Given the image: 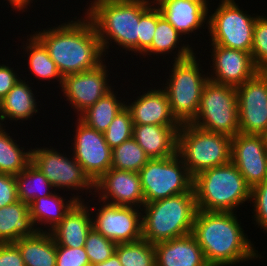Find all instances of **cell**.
Segmentation results:
<instances>
[{
    "mask_svg": "<svg viewBox=\"0 0 267 266\" xmlns=\"http://www.w3.org/2000/svg\"><path fill=\"white\" fill-rule=\"evenodd\" d=\"M74 19L76 21L68 20L56 27L34 32L47 48L62 77L90 71L106 60L91 19L85 13L84 17Z\"/></svg>",
    "mask_w": 267,
    "mask_h": 266,
    "instance_id": "obj_1",
    "label": "cell"
},
{
    "mask_svg": "<svg viewBox=\"0 0 267 266\" xmlns=\"http://www.w3.org/2000/svg\"><path fill=\"white\" fill-rule=\"evenodd\" d=\"M235 213L197 210L191 234L210 266H234L262 257Z\"/></svg>",
    "mask_w": 267,
    "mask_h": 266,
    "instance_id": "obj_2",
    "label": "cell"
},
{
    "mask_svg": "<svg viewBox=\"0 0 267 266\" xmlns=\"http://www.w3.org/2000/svg\"><path fill=\"white\" fill-rule=\"evenodd\" d=\"M85 14L91 19L104 54L114 42L138 55L140 17L154 4L153 0H93ZM110 40V41H109Z\"/></svg>",
    "mask_w": 267,
    "mask_h": 266,
    "instance_id": "obj_3",
    "label": "cell"
},
{
    "mask_svg": "<svg viewBox=\"0 0 267 266\" xmlns=\"http://www.w3.org/2000/svg\"><path fill=\"white\" fill-rule=\"evenodd\" d=\"M141 210L142 239L156 244L191 234L198 209L193 190L145 203Z\"/></svg>",
    "mask_w": 267,
    "mask_h": 266,
    "instance_id": "obj_4",
    "label": "cell"
},
{
    "mask_svg": "<svg viewBox=\"0 0 267 266\" xmlns=\"http://www.w3.org/2000/svg\"><path fill=\"white\" fill-rule=\"evenodd\" d=\"M193 190L200 211L235 212L251 200V187L231 161L196 174Z\"/></svg>",
    "mask_w": 267,
    "mask_h": 266,
    "instance_id": "obj_5",
    "label": "cell"
},
{
    "mask_svg": "<svg viewBox=\"0 0 267 266\" xmlns=\"http://www.w3.org/2000/svg\"><path fill=\"white\" fill-rule=\"evenodd\" d=\"M232 137L204 130L192 123L181 124L177 154L190 174H196L231 161Z\"/></svg>",
    "mask_w": 267,
    "mask_h": 266,
    "instance_id": "obj_6",
    "label": "cell"
},
{
    "mask_svg": "<svg viewBox=\"0 0 267 266\" xmlns=\"http://www.w3.org/2000/svg\"><path fill=\"white\" fill-rule=\"evenodd\" d=\"M196 54L173 60L166 86L162 85L168 95L171 112L180 124L191 123L196 118L202 92L209 79V72L203 74Z\"/></svg>",
    "mask_w": 267,
    "mask_h": 266,
    "instance_id": "obj_7",
    "label": "cell"
},
{
    "mask_svg": "<svg viewBox=\"0 0 267 266\" xmlns=\"http://www.w3.org/2000/svg\"><path fill=\"white\" fill-rule=\"evenodd\" d=\"M192 124L230 137L239 133L236 87L207 80Z\"/></svg>",
    "mask_w": 267,
    "mask_h": 266,
    "instance_id": "obj_8",
    "label": "cell"
},
{
    "mask_svg": "<svg viewBox=\"0 0 267 266\" xmlns=\"http://www.w3.org/2000/svg\"><path fill=\"white\" fill-rule=\"evenodd\" d=\"M139 175L145 203L193 191V176L177 153L149 159Z\"/></svg>",
    "mask_w": 267,
    "mask_h": 266,
    "instance_id": "obj_9",
    "label": "cell"
},
{
    "mask_svg": "<svg viewBox=\"0 0 267 266\" xmlns=\"http://www.w3.org/2000/svg\"><path fill=\"white\" fill-rule=\"evenodd\" d=\"M234 0H221L208 19L211 45L252 51L254 26L258 15H248ZM255 15V16H253Z\"/></svg>",
    "mask_w": 267,
    "mask_h": 266,
    "instance_id": "obj_10",
    "label": "cell"
},
{
    "mask_svg": "<svg viewBox=\"0 0 267 266\" xmlns=\"http://www.w3.org/2000/svg\"><path fill=\"white\" fill-rule=\"evenodd\" d=\"M31 163L44 174L54 189H75L81 193L86 190V195L89 190L88 194L94 195V182L83 171L73 154L68 157L51 146L35 147L32 149Z\"/></svg>",
    "mask_w": 267,
    "mask_h": 266,
    "instance_id": "obj_11",
    "label": "cell"
},
{
    "mask_svg": "<svg viewBox=\"0 0 267 266\" xmlns=\"http://www.w3.org/2000/svg\"><path fill=\"white\" fill-rule=\"evenodd\" d=\"M101 208L91 207L93 228L115 244L142 239V210L132 206L112 205L106 202ZM94 209V213L93 212ZM140 209V210H139ZM95 215V216H94Z\"/></svg>",
    "mask_w": 267,
    "mask_h": 266,
    "instance_id": "obj_12",
    "label": "cell"
},
{
    "mask_svg": "<svg viewBox=\"0 0 267 266\" xmlns=\"http://www.w3.org/2000/svg\"><path fill=\"white\" fill-rule=\"evenodd\" d=\"M239 133L267 135V78L258 71L236 87Z\"/></svg>",
    "mask_w": 267,
    "mask_h": 266,
    "instance_id": "obj_13",
    "label": "cell"
},
{
    "mask_svg": "<svg viewBox=\"0 0 267 266\" xmlns=\"http://www.w3.org/2000/svg\"><path fill=\"white\" fill-rule=\"evenodd\" d=\"M75 123L72 154L83 171L95 182L111 168L112 149L102 132L87 126L79 118Z\"/></svg>",
    "mask_w": 267,
    "mask_h": 266,
    "instance_id": "obj_14",
    "label": "cell"
},
{
    "mask_svg": "<svg viewBox=\"0 0 267 266\" xmlns=\"http://www.w3.org/2000/svg\"><path fill=\"white\" fill-rule=\"evenodd\" d=\"M104 61L90 71L65 75L62 79L61 91L71 108L77 111V117L88 107L94 105L101 97L112 89L109 84V71ZM108 78V79H107Z\"/></svg>",
    "mask_w": 267,
    "mask_h": 266,
    "instance_id": "obj_15",
    "label": "cell"
},
{
    "mask_svg": "<svg viewBox=\"0 0 267 266\" xmlns=\"http://www.w3.org/2000/svg\"><path fill=\"white\" fill-rule=\"evenodd\" d=\"M231 162L252 188L267 178V137L237 133L231 140Z\"/></svg>",
    "mask_w": 267,
    "mask_h": 266,
    "instance_id": "obj_16",
    "label": "cell"
},
{
    "mask_svg": "<svg viewBox=\"0 0 267 266\" xmlns=\"http://www.w3.org/2000/svg\"><path fill=\"white\" fill-rule=\"evenodd\" d=\"M94 194L99 203L136 208L145 204L139 173L126 170L110 168L94 182Z\"/></svg>",
    "mask_w": 267,
    "mask_h": 266,
    "instance_id": "obj_17",
    "label": "cell"
},
{
    "mask_svg": "<svg viewBox=\"0 0 267 266\" xmlns=\"http://www.w3.org/2000/svg\"><path fill=\"white\" fill-rule=\"evenodd\" d=\"M211 46L212 68L208 78L217 83L238 87L251 79L257 72L250 52L226 48L219 45Z\"/></svg>",
    "mask_w": 267,
    "mask_h": 266,
    "instance_id": "obj_18",
    "label": "cell"
},
{
    "mask_svg": "<svg viewBox=\"0 0 267 266\" xmlns=\"http://www.w3.org/2000/svg\"><path fill=\"white\" fill-rule=\"evenodd\" d=\"M135 99L137 100L132 101V103L128 101L125 103L133 124L181 126L171 112L168 95L163 88H149L146 93L139 94Z\"/></svg>",
    "mask_w": 267,
    "mask_h": 266,
    "instance_id": "obj_19",
    "label": "cell"
},
{
    "mask_svg": "<svg viewBox=\"0 0 267 266\" xmlns=\"http://www.w3.org/2000/svg\"><path fill=\"white\" fill-rule=\"evenodd\" d=\"M161 15L181 34L196 33L208 26L209 11L190 0H153ZM206 22V23H205ZM206 24V26H204ZM196 30V31H195ZM195 31V32H194Z\"/></svg>",
    "mask_w": 267,
    "mask_h": 266,
    "instance_id": "obj_20",
    "label": "cell"
},
{
    "mask_svg": "<svg viewBox=\"0 0 267 266\" xmlns=\"http://www.w3.org/2000/svg\"><path fill=\"white\" fill-rule=\"evenodd\" d=\"M88 205L89 202L78 201L63 220L50 231L56 246L69 248L85 246L87 235L93 228L92 214Z\"/></svg>",
    "mask_w": 267,
    "mask_h": 266,
    "instance_id": "obj_21",
    "label": "cell"
},
{
    "mask_svg": "<svg viewBox=\"0 0 267 266\" xmlns=\"http://www.w3.org/2000/svg\"><path fill=\"white\" fill-rule=\"evenodd\" d=\"M156 266H210L192 234L154 244Z\"/></svg>",
    "mask_w": 267,
    "mask_h": 266,
    "instance_id": "obj_22",
    "label": "cell"
},
{
    "mask_svg": "<svg viewBox=\"0 0 267 266\" xmlns=\"http://www.w3.org/2000/svg\"><path fill=\"white\" fill-rule=\"evenodd\" d=\"M180 127L133 124L132 137L150 159L170 157L177 153Z\"/></svg>",
    "mask_w": 267,
    "mask_h": 266,
    "instance_id": "obj_23",
    "label": "cell"
},
{
    "mask_svg": "<svg viewBox=\"0 0 267 266\" xmlns=\"http://www.w3.org/2000/svg\"><path fill=\"white\" fill-rule=\"evenodd\" d=\"M58 194L59 193L53 192L49 196L36 198L29 204V215L31 216L32 223L37 232H50L63 220L78 201L86 200H83V198H81L82 195H78V193H76V196L73 193L72 197L70 196L69 198L70 200ZM39 225H44L46 229L43 230V227Z\"/></svg>",
    "mask_w": 267,
    "mask_h": 266,
    "instance_id": "obj_24",
    "label": "cell"
},
{
    "mask_svg": "<svg viewBox=\"0 0 267 266\" xmlns=\"http://www.w3.org/2000/svg\"><path fill=\"white\" fill-rule=\"evenodd\" d=\"M23 79H19L8 94L0 101V124L3 126L5 120L27 121L36 115L38 105L35 99L36 96L32 91V87Z\"/></svg>",
    "mask_w": 267,
    "mask_h": 266,
    "instance_id": "obj_25",
    "label": "cell"
},
{
    "mask_svg": "<svg viewBox=\"0 0 267 266\" xmlns=\"http://www.w3.org/2000/svg\"><path fill=\"white\" fill-rule=\"evenodd\" d=\"M36 232L29 215V204L18 200L0 208V243L16 242Z\"/></svg>",
    "mask_w": 267,
    "mask_h": 266,
    "instance_id": "obj_26",
    "label": "cell"
},
{
    "mask_svg": "<svg viewBox=\"0 0 267 266\" xmlns=\"http://www.w3.org/2000/svg\"><path fill=\"white\" fill-rule=\"evenodd\" d=\"M182 36L162 15L157 7V26L152 39L151 46L141 55H156L161 56V54L166 55L175 54L174 60H182L188 58L194 54V50L191 45L182 44ZM179 42L181 46L178 45ZM191 46V47H190ZM177 47L179 48L177 50ZM176 49V51H174ZM174 51V52H172ZM177 53V54H176ZM159 54V55H158Z\"/></svg>",
    "mask_w": 267,
    "mask_h": 266,
    "instance_id": "obj_27",
    "label": "cell"
},
{
    "mask_svg": "<svg viewBox=\"0 0 267 266\" xmlns=\"http://www.w3.org/2000/svg\"><path fill=\"white\" fill-rule=\"evenodd\" d=\"M14 243L25 266H56V243L50 232H36Z\"/></svg>",
    "mask_w": 267,
    "mask_h": 266,
    "instance_id": "obj_28",
    "label": "cell"
},
{
    "mask_svg": "<svg viewBox=\"0 0 267 266\" xmlns=\"http://www.w3.org/2000/svg\"><path fill=\"white\" fill-rule=\"evenodd\" d=\"M122 101L112 89L82 112L78 118L87 126L104 133L118 112L125 107V102Z\"/></svg>",
    "mask_w": 267,
    "mask_h": 266,
    "instance_id": "obj_29",
    "label": "cell"
},
{
    "mask_svg": "<svg viewBox=\"0 0 267 266\" xmlns=\"http://www.w3.org/2000/svg\"><path fill=\"white\" fill-rule=\"evenodd\" d=\"M24 45L23 43V51L27 53L28 57V65L29 71H32L31 74L36 76V80H57L61 87L62 85V75L59 73L55 62L49 56L47 48L44 44L34 35L31 34ZM28 43V44H27ZM24 46H26L24 48ZM25 49V50H24Z\"/></svg>",
    "mask_w": 267,
    "mask_h": 266,
    "instance_id": "obj_30",
    "label": "cell"
},
{
    "mask_svg": "<svg viewBox=\"0 0 267 266\" xmlns=\"http://www.w3.org/2000/svg\"><path fill=\"white\" fill-rule=\"evenodd\" d=\"M5 127L0 126V173L17 175L31 163L32 148L20 147Z\"/></svg>",
    "mask_w": 267,
    "mask_h": 266,
    "instance_id": "obj_31",
    "label": "cell"
},
{
    "mask_svg": "<svg viewBox=\"0 0 267 266\" xmlns=\"http://www.w3.org/2000/svg\"><path fill=\"white\" fill-rule=\"evenodd\" d=\"M15 181L18 200L26 204H30L36 198L49 196L55 192L53 185L32 163L15 175ZM51 189L52 191H50Z\"/></svg>",
    "mask_w": 267,
    "mask_h": 266,
    "instance_id": "obj_32",
    "label": "cell"
},
{
    "mask_svg": "<svg viewBox=\"0 0 267 266\" xmlns=\"http://www.w3.org/2000/svg\"><path fill=\"white\" fill-rule=\"evenodd\" d=\"M115 253L122 266H156L154 244L145 239L117 244Z\"/></svg>",
    "mask_w": 267,
    "mask_h": 266,
    "instance_id": "obj_33",
    "label": "cell"
},
{
    "mask_svg": "<svg viewBox=\"0 0 267 266\" xmlns=\"http://www.w3.org/2000/svg\"><path fill=\"white\" fill-rule=\"evenodd\" d=\"M149 159L132 137L112 149L111 168L139 173Z\"/></svg>",
    "mask_w": 267,
    "mask_h": 266,
    "instance_id": "obj_34",
    "label": "cell"
},
{
    "mask_svg": "<svg viewBox=\"0 0 267 266\" xmlns=\"http://www.w3.org/2000/svg\"><path fill=\"white\" fill-rule=\"evenodd\" d=\"M133 121L129 110L124 107L118 112L107 130L103 133L105 141L111 149L120 146L132 138Z\"/></svg>",
    "mask_w": 267,
    "mask_h": 266,
    "instance_id": "obj_35",
    "label": "cell"
},
{
    "mask_svg": "<svg viewBox=\"0 0 267 266\" xmlns=\"http://www.w3.org/2000/svg\"><path fill=\"white\" fill-rule=\"evenodd\" d=\"M117 244L105 238L94 228L88 233L85 241V250L91 265L104 262L111 257L116 250Z\"/></svg>",
    "mask_w": 267,
    "mask_h": 266,
    "instance_id": "obj_36",
    "label": "cell"
},
{
    "mask_svg": "<svg viewBox=\"0 0 267 266\" xmlns=\"http://www.w3.org/2000/svg\"><path fill=\"white\" fill-rule=\"evenodd\" d=\"M252 60L258 71L267 65V17L257 16L254 26Z\"/></svg>",
    "mask_w": 267,
    "mask_h": 266,
    "instance_id": "obj_37",
    "label": "cell"
},
{
    "mask_svg": "<svg viewBox=\"0 0 267 266\" xmlns=\"http://www.w3.org/2000/svg\"><path fill=\"white\" fill-rule=\"evenodd\" d=\"M138 54L142 55L152 44L157 26V6L152 5L139 20Z\"/></svg>",
    "mask_w": 267,
    "mask_h": 266,
    "instance_id": "obj_38",
    "label": "cell"
},
{
    "mask_svg": "<svg viewBox=\"0 0 267 266\" xmlns=\"http://www.w3.org/2000/svg\"><path fill=\"white\" fill-rule=\"evenodd\" d=\"M256 225L267 233V178L251 188V200Z\"/></svg>",
    "mask_w": 267,
    "mask_h": 266,
    "instance_id": "obj_39",
    "label": "cell"
},
{
    "mask_svg": "<svg viewBox=\"0 0 267 266\" xmlns=\"http://www.w3.org/2000/svg\"><path fill=\"white\" fill-rule=\"evenodd\" d=\"M56 266H91L85 247L56 246Z\"/></svg>",
    "mask_w": 267,
    "mask_h": 266,
    "instance_id": "obj_40",
    "label": "cell"
},
{
    "mask_svg": "<svg viewBox=\"0 0 267 266\" xmlns=\"http://www.w3.org/2000/svg\"><path fill=\"white\" fill-rule=\"evenodd\" d=\"M18 201L15 175L0 173V208Z\"/></svg>",
    "mask_w": 267,
    "mask_h": 266,
    "instance_id": "obj_41",
    "label": "cell"
},
{
    "mask_svg": "<svg viewBox=\"0 0 267 266\" xmlns=\"http://www.w3.org/2000/svg\"><path fill=\"white\" fill-rule=\"evenodd\" d=\"M0 266H25L18 246L14 242L0 243Z\"/></svg>",
    "mask_w": 267,
    "mask_h": 266,
    "instance_id": "obj_42",
    "label": "cell"
},
{
    "mask_svg": "<svg viewBox=\"0 0 267 266\" xmlns=\"http://www.w3.org/2000/svg\"><path fill=\"white\" fill-rule=\"evenodd\" d=\"M13 69V67L10 68L5 64H0V101L8 94L18 80L21 79Z\"/></svg>",
    "mask_w": 267,
    "mask_h": 266,
    "instance_id": "obj_43",
    "label": "cell"
},
{
    "mask_svg": "<svg viewBox=\"0 0 267 266\" xmlns=\"http://www.w3.org/2000/svg\"><path fill=\"white\" fill-rule=\"evenodd\" d=\"M34 1V0H7V2H9L10 6L15 10V11H18V12H25L24 9H26L27 11V8L28 6L30 7L31 5V2Z\"/></svg>",
    "mask_w": 267,
    "mask_h": 266,
    "instance_id": "obj_44",
    "label": "cell"
},
{
    "mask_svg": "<svg viewBox=\"0 0 267 266\" xmlns=\"http://www.w3.org/2000/svg\"><path fill=\"white\" fill-rule=\"evenodd\" d=\"M91 266H122L119 260V257L116 253H114L111 257H109L106 261L96 263Z\"/></svg>",
    "mask_w": 267,
    "mask_h": 266,
    "instance_id": "obj_45",
    "label": "cell"
},
{
    "mask_svg": "<svg viewBox=\"0 0 267 266\" xmlns=\"http://www.w3.org/2000/svg\"><path fill=\"white\" fill-rule=\"evenodd\" d=\"M190 1H194V2H197V3L201 4L207 10H209L208 7L210 8V6L208 5L209 4V0L208 1L207 0H190Z\"/></svg>",
    "mask_w": 267,
    "mask_h": 266,
    "instance_id": "obj_46",
    "label": "cell"
},
{
    "mask_svg": "<svg viewBox=\"0 0 267 266\" xmlns=\"http://www.w3.org/2000/svg\"><path fill=\"white\" fill-rule=\"evenodd\" d=\"M260 72L267 78V65Z\"/></svg>",
    "mask_w": 267,
    "mask_h": 266,
    "instance_id": "obj_47",
    "label": "cell"
}]
</instances>
